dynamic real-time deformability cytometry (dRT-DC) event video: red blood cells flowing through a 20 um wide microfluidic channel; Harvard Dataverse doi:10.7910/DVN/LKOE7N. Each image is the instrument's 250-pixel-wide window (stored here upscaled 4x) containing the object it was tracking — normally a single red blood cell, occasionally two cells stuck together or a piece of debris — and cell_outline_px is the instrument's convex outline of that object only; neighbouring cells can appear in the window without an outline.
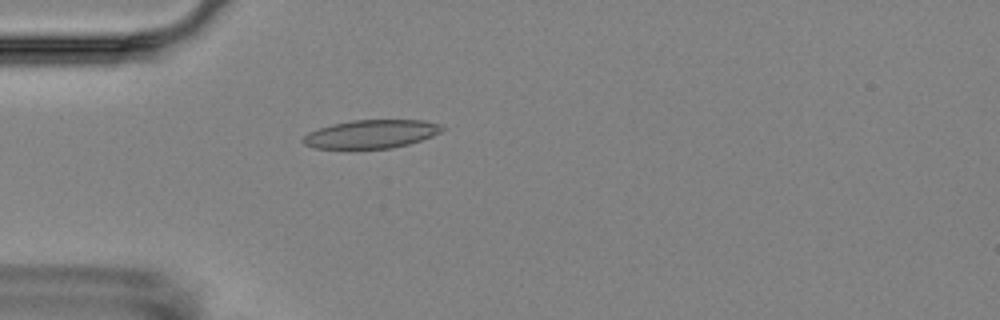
{"species": "Egyptian fruit bat (a non-hibernating species)", "species_latin": "Rousettus aegyptiacus", "temperature_condition": "room temperature", "stored_images_in_passage": 6, "camera_frame_rate_fps": 3000, "um_per_image_px": 0.085, "animal": {"sex": "female"}, "frame": {"image": 1, "passage_image": 6, "time_ms": 6.667, "image_size_px": [1000, 320], "cell_outline_px": [[448, 128], [432, 136], [408, 144], [392, 148], [316, 148], [304, 144], [300, 140], [308, 132], [332, 124], [352, 120], [424, 120], [440, 124]], "centroid_in_image_um": [31.57, 11.38], "position_along_channel_um": 53.4, "area_um2": 22.95}}